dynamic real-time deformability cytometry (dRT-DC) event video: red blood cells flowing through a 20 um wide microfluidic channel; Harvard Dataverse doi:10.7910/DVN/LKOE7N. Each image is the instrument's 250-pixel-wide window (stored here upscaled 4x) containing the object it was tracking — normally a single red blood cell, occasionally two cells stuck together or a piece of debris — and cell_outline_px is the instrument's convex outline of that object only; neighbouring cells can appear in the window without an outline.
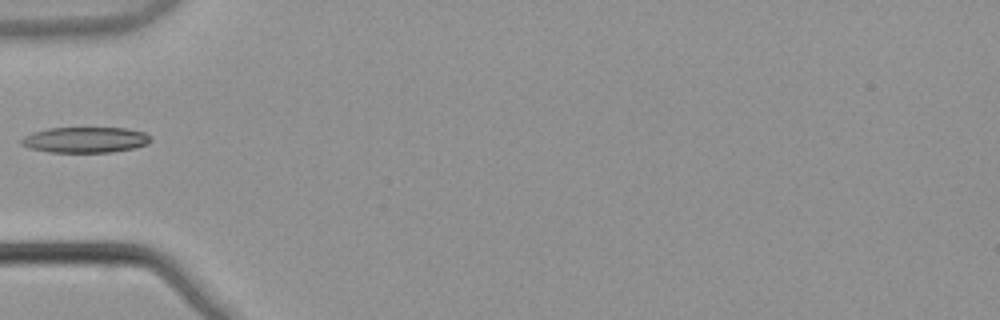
{"species": "common noctule bat (a hibernating species)", "species_latin": "Nyctalus noctula", "temperature_condition": "warm", "stored_images_in_passage": 5, "camera_frame_rate_fps": 3000, "um_per_image_px": 0.085, "animal": {"sex": "male", "body_mass_g": 21.5, "forearm_length_mm": 52.0}, "frame": {"image": 1, "passage_image": 5, "time_ms": 1.333, "image_size_px": [1000, 320], "cell_outline_px": [[152, 140], [148, 144], [132, 148], [112, 152], [48, 152], [28, 148], [20, 144], [20, 140], [24, 136], [32, 132], [48, 128], [124, 128], [144, 132], [152, 136]], "centroid_in_image_um": [7.23, 11.88], "position_along_channel_um": 77.8, "area_um2": 19.48}}